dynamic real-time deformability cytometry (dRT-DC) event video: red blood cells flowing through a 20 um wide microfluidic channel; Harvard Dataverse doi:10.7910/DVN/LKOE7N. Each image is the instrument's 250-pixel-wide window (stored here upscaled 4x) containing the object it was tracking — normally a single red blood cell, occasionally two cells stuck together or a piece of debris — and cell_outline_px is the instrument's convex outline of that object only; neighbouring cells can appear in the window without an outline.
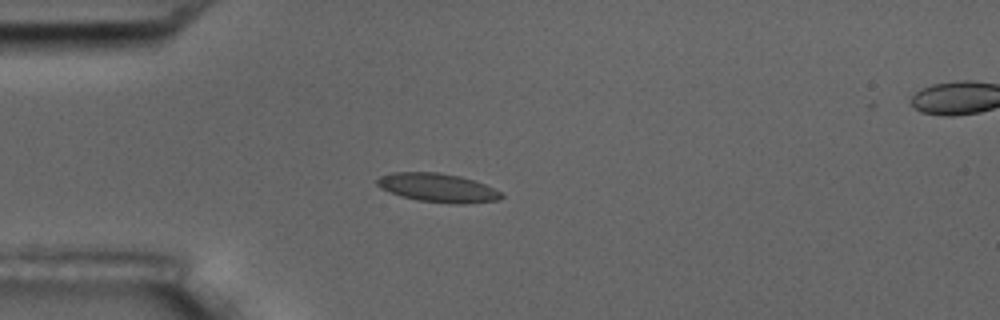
{"species": "common noctule bat (a hibernating species)", "species_latin": "Nyctalus noctula", "temperature_condition": "room temperature", "stored_images_in_passage": 5, "camera_frame_rate_fps": 3000, "um_per_image_px": 0.085, "animal": {"sex": "male", "body_mass_g": 17.5, "forearm_length_mm": 52.3}, "frame": {"image": 1, "passage_image": 3, "time_ms": 3.333, "image_size_px": [1000, 320], "cell_outline_px": [[504, 196], [500, 200], [464, 204], [452, 204], [416, 200], [400, 196], [380, 188], [376, 184], [376, 180], [380, 176], [392, 172], [436, 172], [460, 176], [484, 184], [504, 192]], "centroid_in_image_um": [37.22, 15.97], "position_along_channel_um": 47.8, "area_um2": 21.04}}